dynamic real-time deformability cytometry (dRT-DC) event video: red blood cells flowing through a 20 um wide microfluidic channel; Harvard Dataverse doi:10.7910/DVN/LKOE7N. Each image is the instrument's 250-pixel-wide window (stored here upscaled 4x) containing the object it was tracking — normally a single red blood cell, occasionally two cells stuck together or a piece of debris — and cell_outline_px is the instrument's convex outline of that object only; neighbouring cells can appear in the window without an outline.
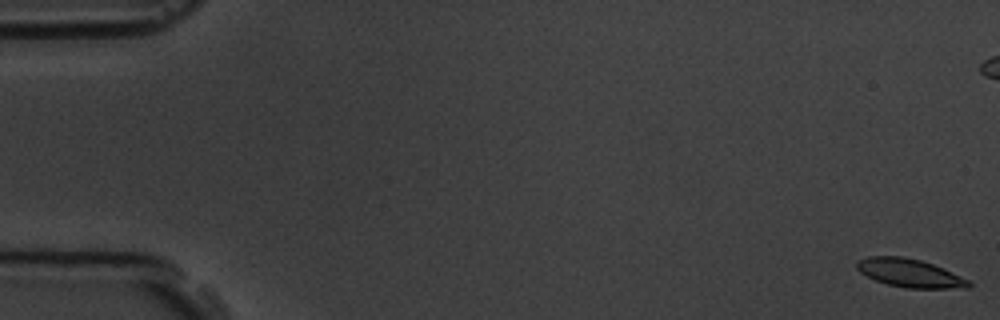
{"species": "common noctule bat (a hibernating species)", "species_latin": "Nyctalus noctula", "temperature_condition": "room temperature", "stored_images_in_passage": 6, "camera_frame_rate_fps": 3000, "um_per_image_px": 0.085, "animal": {"sex": "male", "body_mass_g": 19.5, "forearm_length_mm": 54.6}, "frame": {"image": 1, "passage_image": 1, "time_ms": 0.0, "image_size_px": [1000, 320], "cell_outline_px": [[972, 288], [908, 288], [888, 284], [876, 280], [860, 272], [856, 268], [856, 260], [868, 256], [904, 256], [920, 260], [932, 264], [968, 280], [972, 284]], "centroid_in_image_um": [77.29, 23.2], "position_along_channel_um": 7.7, "area_um2": 18.26}}
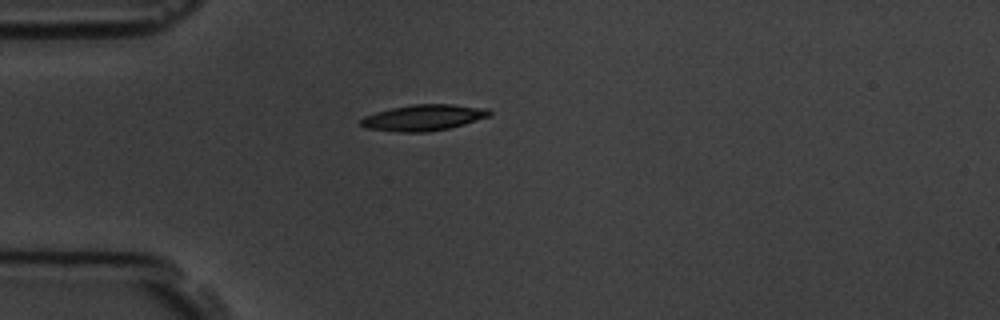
{"frame": {"image": 2, "passage_image": 6, "time_ms": 6.667, "image_size_px": [1000, 320], "cell_outline_px": [[492, 116], [464, 124], [448, 128], [424, 132], [400, 132], [364, 128], [360, 124], [360, 120], [364, 116], [376, 112], [392, 108], [412, 104], [452, 104], [488, 108], [492, 112]], "centroid_in_image_um": [36.02, 9.99], "position_along_channel_um": 49.0, "area_um2": 19.59}}